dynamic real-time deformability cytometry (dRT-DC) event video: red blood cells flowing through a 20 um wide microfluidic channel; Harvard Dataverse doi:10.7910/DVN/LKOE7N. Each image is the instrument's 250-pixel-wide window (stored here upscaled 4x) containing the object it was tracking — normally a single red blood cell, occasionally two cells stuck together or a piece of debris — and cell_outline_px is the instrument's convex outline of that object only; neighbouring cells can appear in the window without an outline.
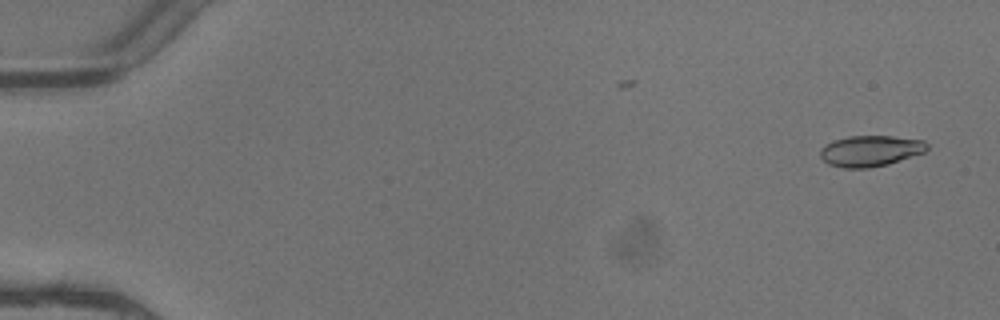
{"species": "common noctule bat (a hibernating species)", "species_latin": "Nyctalus noctula", "temperature_condition": "warm", "stored_images_in_passage": 2, "camera_frame_rate_fps": 3000, "um_per_image_px": 0.085, "animal": {"sex": "female"}, "frame": {"image": 1, "passage_image": 2, "time_ms": 0.333, "image_size_px": [1000, 320], "cell_outline_px": [[928, 148], [924, 152], [888, 164], [868, 168], [844, 168], [828, 164], [820, 156], [820, 148], [824, 144], [832, 140], [848, 136], [892, 136], [924, 140], [928, 144]], "centroid_in_image_um": [73.95, 12.82], "position_along_channel_um": 11.0, "area_um2": 19.36}}